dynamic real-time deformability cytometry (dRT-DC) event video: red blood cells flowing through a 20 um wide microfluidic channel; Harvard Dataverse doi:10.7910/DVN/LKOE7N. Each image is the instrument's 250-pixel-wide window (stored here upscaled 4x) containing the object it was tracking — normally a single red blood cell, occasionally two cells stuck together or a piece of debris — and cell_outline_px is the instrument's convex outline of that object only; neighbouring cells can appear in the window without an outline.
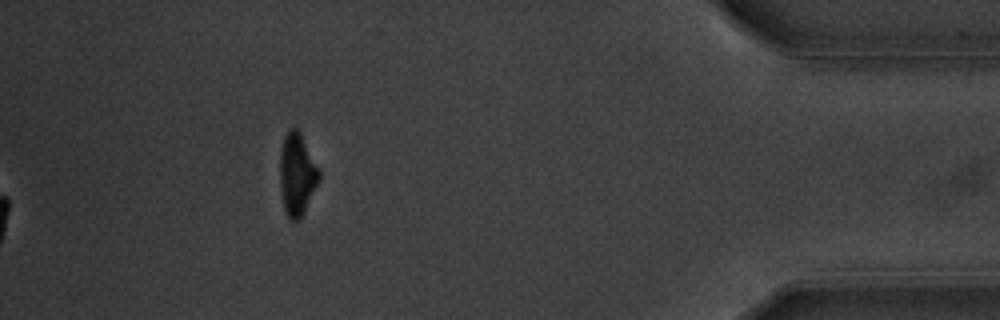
{"species": "common noctule bat (a hibernating species)", "species_latin": "Nyctalus noctula", "temperature_condition": "warm", "stored_images_in_passage": 48, "camera_frame_rate_fps": 3000, "um_per_image_px": 0.085, "animal": {"sex": "male", "body_mass_g": 20.1, "forearm_length_mm": 53.5}, "frame": {"image": 1, "passage_image": 48, "time_ms": 15.667, "image_size_px": [1000, 320], "cell_outline_px": [[320, 180], [300, 220], [288, 220], [284, 212], [280, 188], [280, 148], [284, 136], [288, 128], [296, 128], [300, 132], [320, 168]], "centroid_in_image_um": [25.25, 14.82], "position_along_channel_um": 410.0, "area_um2": 19.25}, "authors_computed_cell_mechanics": {"area_um2": 17.6579, "velocity_mm_per_s": 3.6297, "shape_relaxation_time_tau1_ms": 2.1643, "shape_relaxation_time_tau2_ms": null, "deformation_change_tau1": 0.1342, "deformation_change_tau2": null}}